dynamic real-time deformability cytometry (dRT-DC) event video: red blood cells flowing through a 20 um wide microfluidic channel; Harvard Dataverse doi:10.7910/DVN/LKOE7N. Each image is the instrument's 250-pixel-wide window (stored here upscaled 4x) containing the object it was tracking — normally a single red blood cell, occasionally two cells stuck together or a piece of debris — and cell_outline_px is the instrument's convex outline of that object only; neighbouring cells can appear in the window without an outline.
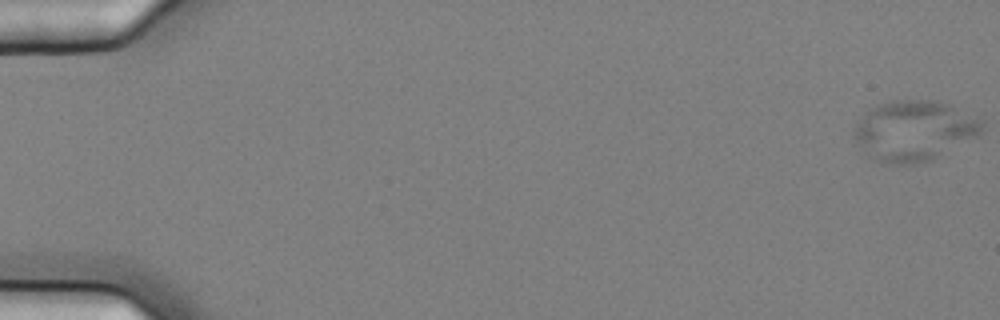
{"species": "common noctule bat (a hibernating species)", "species_latin": "Nyctalus noctula", "temperature_condition": "cold", "stored_images_in_passage": 59, "segment_of_instrument_passage": [1, 2], "camera_frame_rate_fps": 3000, "um_per_image_px": 0.085, "animal": {"sex": "female", "body_mass_g": 25.1}, "frame": {"image": 1, "passage_image": 1, "time_ms": 0.0, "image_size_px": [1000, 320], "cell_outline_px": [[984, 128], [980, 136], [932, 160], [908, 164], [896, 164], [872, 160], [852, 144], [852, 136], [856, 124], [868, 108], [876, 104], [888, 100], [940, 100], [952, 104], [984, 120]], "centroid_in_image_um": [77.69, 11.1], "position_along_channel_um": 7.3, "area_um2": 46.41}}
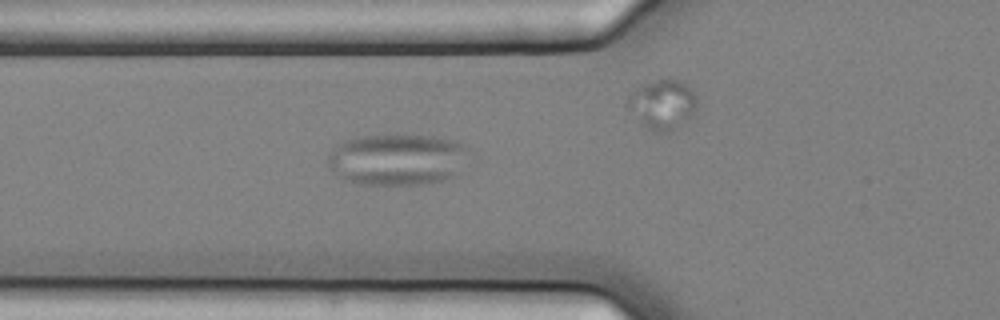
{"frame": {"image": 2, "passage_image": 22, "time_ms": 7.0, "image_size_px": [1000, 320], "cell_outline_px": [[468, 148], [456, 176], [424, 184], [356, 184], [348, 180], [332, 168], [328, 160], [328, 156], [344, 140], [364, 136], [432, 136], [456, 140]], "centroid_in_image_um": [33.8, 13.55], "position_along_channel_um": 92.0, "area_um2": 41.15}}
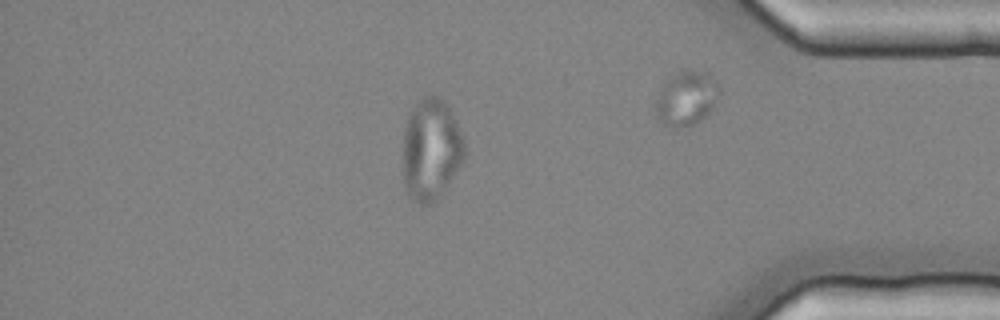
{"frame": {"image": 3, "passage_image": 50, "time_ms": 16.333, "image_size_px": [1000, 320], "cell_outline_px": [[464, 160], [448, 184], [436, 200], [428, 204], [420, 204], [412, 200], [408, 196], [400, 172], [404, 128], [408, 116], [416, 104], [424, 96], [436, 96], [444, 100], [452, 112], [464, 136]], "centroid_in_image_um": [36.6, 12.73], "position_along_channel_um": 398.6, "area_um2": 37.17}}